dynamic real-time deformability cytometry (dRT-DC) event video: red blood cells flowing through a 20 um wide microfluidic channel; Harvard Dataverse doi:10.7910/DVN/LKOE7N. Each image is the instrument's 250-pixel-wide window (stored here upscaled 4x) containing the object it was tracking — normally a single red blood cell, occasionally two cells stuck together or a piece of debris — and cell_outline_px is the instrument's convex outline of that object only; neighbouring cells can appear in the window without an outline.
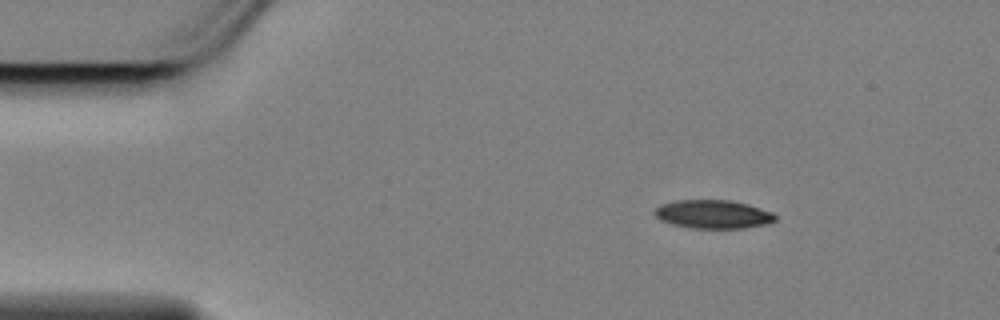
{"species": "Egyptian fruit bat (a non-hibernating species)", "species_latin": "Rousettus aegyptiacus", "temperature_condition": "cold", "stored_images_in_passage": 50, "camera_frame_rate_fps": 3000, "um_per_image_px": 0.085, "animal": {"sex": "female"}, "frame": {"image": 1, "passage_image": 7, "time_ms": 2.0, "image_size_px": [1000, 320], "cell_outline_px": [[776, 220], [768, 224], [744, 228], [688, 228], [672, 224], [660, 220], [652, 212], [660, 204], [676, 200], [732, 200], [748, 204], [772, 212], [776, 216]], "centroid_in_image_um": [60.6, 18.21], "position_along_channel_um": 24.4, "area_um2": 20.23}}
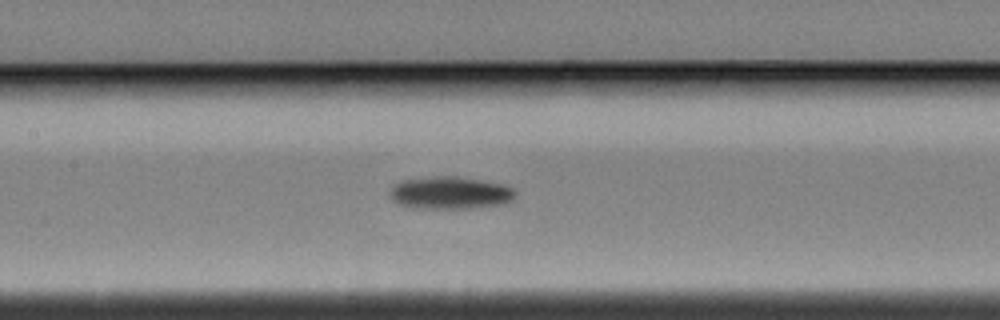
{"frame": {"image": 2, "passage_image": 25, "time_ms": 8.0, "image_size_px": [1000, 320], "cell_outline_px": [[516, 196], [512, 200], [504, 204], [472, 208], [416, 208], [400, 204], [392, 200], [392, 188], [400, 180], [440, 176], [456, 176], [480, 180], [500, 184], [512, 188], [516, 192]], "centroid_in_image_um": [38.3, 16.4], "position_along_channel_um": 169.1, "area_um2": 23.47}}
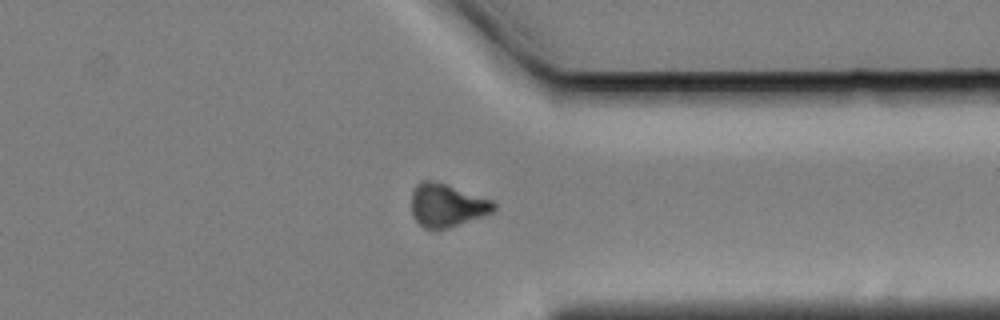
{"frame": {"image": 3, "passage_image": 43, "time_ms": 14.0, "image_size_px": [1000, 320], "cell_outline_px": [[496, 208], [492, 212], [448, 228], [436, 232], [424, 228], [416, 220], [412, 212], [412, 188], [420, 180], [432, 180], [448, 184], [492, 200], [496, 204]], "centroid_in_image_um": [37.95, 17.45], "position_along_channel_um": 373.5, "area_um2": 20.92}}